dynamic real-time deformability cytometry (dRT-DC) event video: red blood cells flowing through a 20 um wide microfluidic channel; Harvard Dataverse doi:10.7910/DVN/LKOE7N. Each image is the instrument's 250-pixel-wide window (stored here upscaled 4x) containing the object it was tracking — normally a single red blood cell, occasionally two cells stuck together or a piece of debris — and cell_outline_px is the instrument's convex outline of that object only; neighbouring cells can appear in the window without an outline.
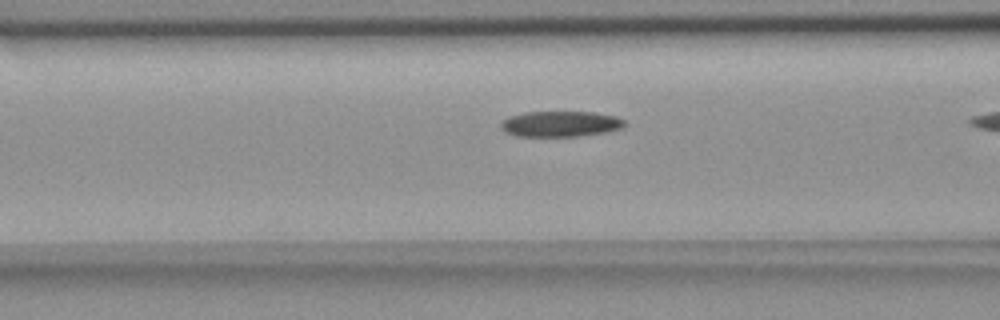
{"species": "common noctule bat (a hibernating species)", "species_latin": "Nyctalus noctula", "temperature_condition": "room temperature", "stored_images_in_passage": 31, "camera_frame_rate_fps": 3000, "um_per_image_px": 0.085, "animal": {"sex": "female", "body_mass_g": 18.4}, "frame": {"image": 1, "passage_image": 9, "time_ms": 2.667, "image_size_px": [1000, 320], "cell_outline_px": [[624, 128], [604, 132], [580, 136], [516, 136], [504, 132], [500, 128], [500, 120], [508, 116], [524, 112], [592, 112], [616, 116], [624, 120]], "centroid_in_image_um": [47.58, 10.53], "position_along_channel_um": 119.0, "area_um2": 18.67}}
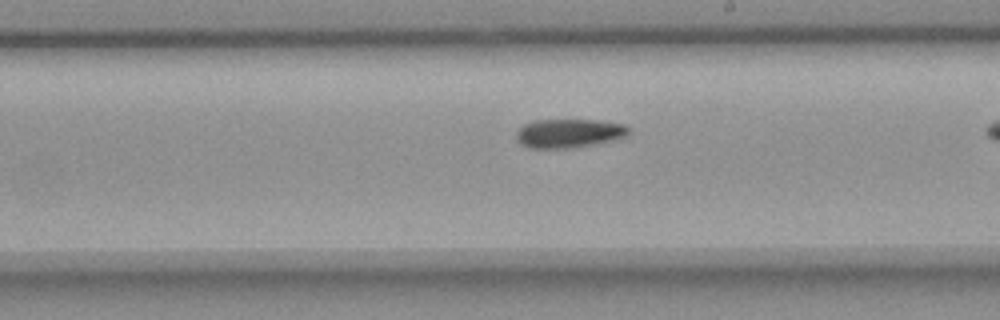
{"frame": {"image": 2, "passage_image": 19, "time_ms": 6.0, "image_size_px": [1000, 320], "cell_outline_px": [[632, 128], [624, 136], [612, 140], [572, 148], [528, 148], [520, 144], [516, 140], [516, 132], [524, 124], [532, 120], [600, 120], [624, 124]], "centroid_in_image_um": [48.32, 11.32], "position_along_channel_um": 240.7, "area_um2": 18.96}}
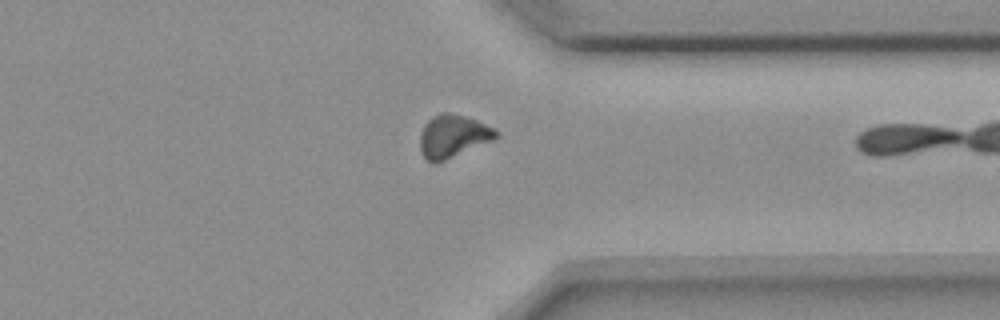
{"frame": {"image": 3, "passage_image": 30, "time_ms": 9.667, "image_size_px": [1000, 320], "cell_outline_px": [[500, 136], [496, 140], [436, 164], [432, 164], [420, 152], [420, 136], [424, 124], [428, 120], [440, 112], [448, 112], [464, 116], [476, 120], [496, 128], [500, 132]], "centroid_in_image_um": [38.55, 11.59], "position_along_channel_um": 372.9, "area_um2": 19.42}}